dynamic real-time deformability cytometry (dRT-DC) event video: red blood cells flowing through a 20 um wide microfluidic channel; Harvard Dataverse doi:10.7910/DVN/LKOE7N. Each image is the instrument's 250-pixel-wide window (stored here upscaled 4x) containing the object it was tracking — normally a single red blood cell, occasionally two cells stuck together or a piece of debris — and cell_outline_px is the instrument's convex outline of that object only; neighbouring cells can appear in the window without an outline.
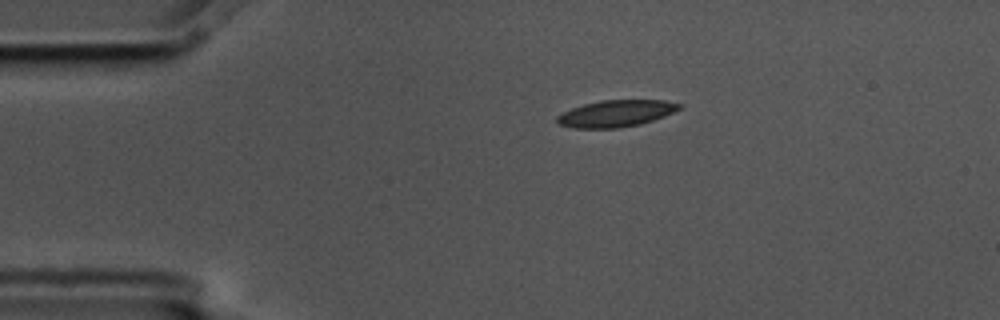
{"species": "common noctule bat (a hibernating species)", "species_latin": "Nyctalus noctula", "temperature_condition": "cold", "stored_images_in_passage": 6, "camera_frame_rate_fps": 3000, "um_per_image_px": 0.085, "animal": {"sex": "male", "body_mass_g": 17.5, "forearm_length_mm": 52.3}, "frame": {"image": 1, "passage_image": 1, "time_ms": 0.0, "image_size_px": [1000, 320], "cell_outline_px": [[684, 104], [680, 108], [664, 116], [640, 124], [620, 128], [572, 128], [560, 124], [556, 120], [556, 116], [572, 108], [584, 104], [600, 100], [664, 100]], "centroid_in_image_um": [52.36, 9.64], "position_along_channel_um": 32.6, "area_um2": 18.96}}
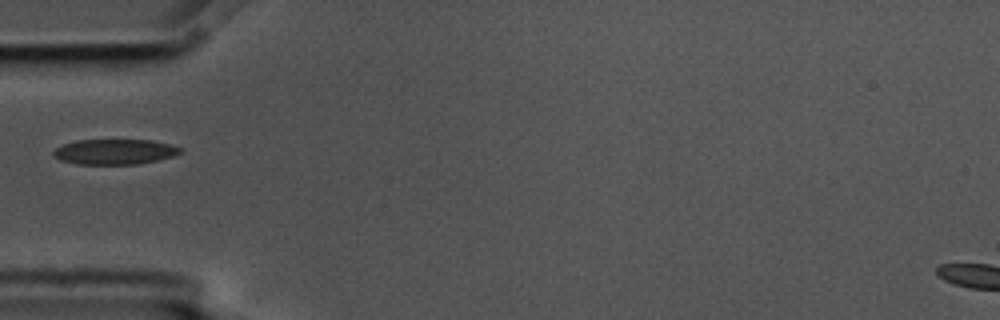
{"frame": {"image": 2, "passage_image": 3, "time_ms": 0.667, "image_size_px": [1000, 320], "cell_outline_px": [[184, 152], [172, 156], [156, 160], [136, 164], [76, 164], [60, 160], [52, 156], [52, 152], [56, 148], [64, 144], [76, 140], [152, 140], [184, 148]], "centroid_in_image_um": [9.74, 12.9], "position_along_channel_um": 75.3, "area_um2": 18.73}}